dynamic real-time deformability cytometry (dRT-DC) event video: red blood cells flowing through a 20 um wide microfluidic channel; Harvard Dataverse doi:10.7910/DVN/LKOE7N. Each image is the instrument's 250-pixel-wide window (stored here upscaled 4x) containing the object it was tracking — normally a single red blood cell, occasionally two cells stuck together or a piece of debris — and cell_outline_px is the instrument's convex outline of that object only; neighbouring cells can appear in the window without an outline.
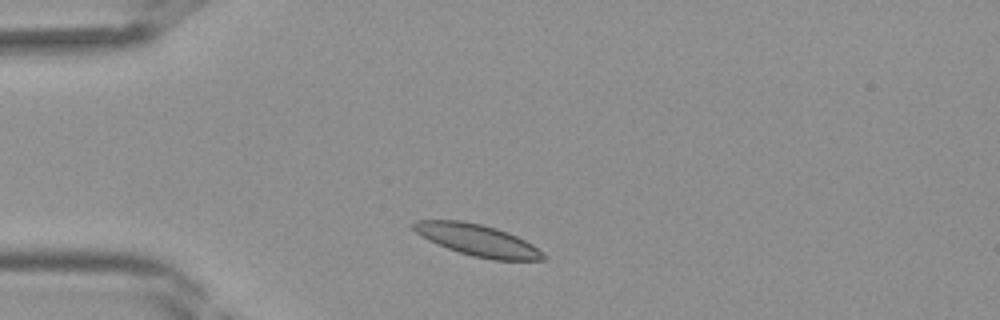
{"species": "Egyptian fruit bat (a non-hibernating species)", "species_latin": "Rousettus aegyptiacus", "temperature_condition": "room temperature", "stored_images_in_passage": 27, "camera_frame_rate_fps": 3000, "um_per_image_px": 0.085, "frame": {"image": 1, "passage_image": 1, "time_ms": 0.0, "image_size_px": [1000, 320], "cell_outline_px": [[548, 256], [544, 260], [492, 260], [472, 256], [448, 248], [428, 240], [420, 236], [412, 228], [412, 224], [416, 220], [460, 220], [480, 224], [496, 228], [508, 232], [532, 244], [544, 252]], "centroid_in_image_um": [40.61, 20.42], "position_along_channel_um": 44.4, "area_um2": 23.93}}
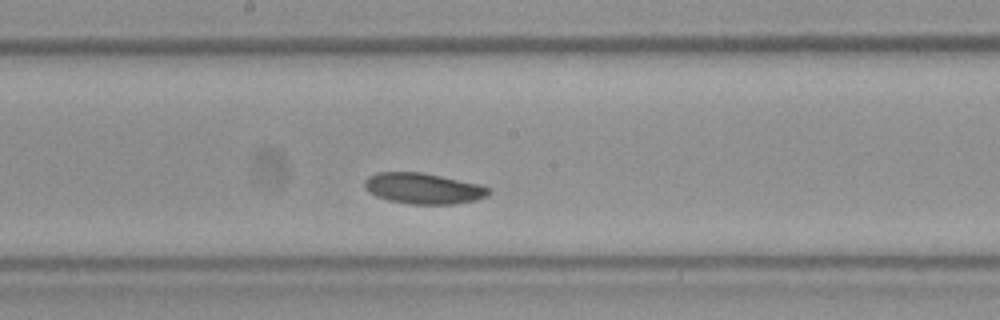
{"frame": {"image": 2, "passage_image": 13, "time_ms": 4.0, "image_size_px": [1000, 320], "cell_outline_px": [[492, 192], [488, 196], [476, 200], [452, 204], [412, 204], [388, 200], [376, 196], [368, 192], [364, 188], [364, 180], [368, 176], [376, 172], [420, 172], [480, 184], [488, 188]], "centroid_in_image_um": [35.96, 16.02], "position_along_channel_um": 212.2, "area_um2": 22.37}}
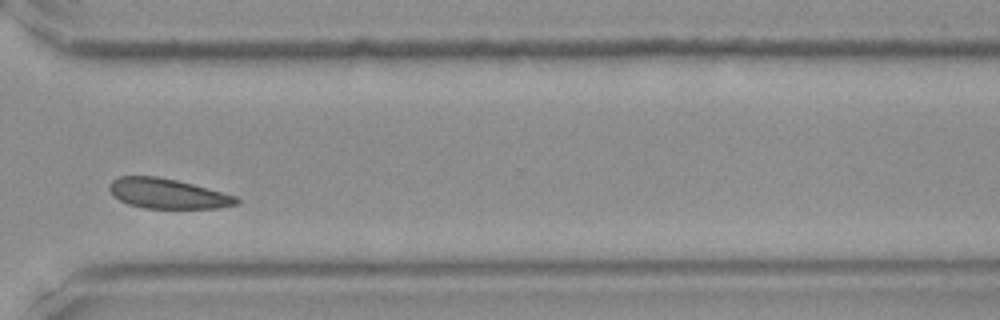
{"frame": {"image": 3, "passage_image": 22, "time_ms": 7.0, "image_size_px": [1000, 320], "cell_outline_px": [[240, 204], [216, 208], [144, 208], [128, 204], [112, 196], [108, 188], [108, 184], [112, 180], [120, 176], [156, 176], [176, 180], [192, 184], [236, 196], [240, 200]], "centroid_in_image_um": [14.21, 16.46], "position_along_channel_um": 356.4, "area_um2": 22.2}}